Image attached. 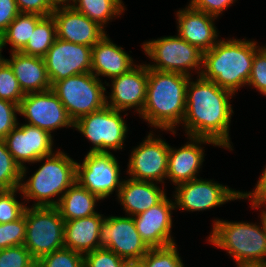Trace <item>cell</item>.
Segmentation results:
<instances>
[{"mask_svg":"<svg viewBox=\"0 0 266 267\" xmlns=\"http://www.w3.org/2000/svg\"><path fill=\"white\" fill-rule=\"evenodd\" d=\"M187 85L186 111L182 126L187 137L208 138L218 147L232 149L230 140L231 116L234 114L231 91L220 88L201 76Z\"/></svg>","mask_w":266,"mask_h":267,"instance_id":"1","label":"cell"},{"mask_svg":"<svg viewBox=\"0 0 266 267\" xmlns=\"http://www.w3.org/2000/svg\"><path fill=\"white\" fill-rule=\"evenodd\" d=\"M190 76L148 68L146 101L140 118L149 126L176 134L186 111ZM179 124V125H178Z\"/></svg>","mask_w":266,"mask_h":267,"instance_id":"2","label":"cell"},{"mask_svg":"<svg viewBox=\"0 0 266 267\" xmlns=\"http://www.w3.org/2000/svg\"><path fill=\"white\" fill-rule=\"evenodd\" d=\"M257 44L255 40L246 38L219 39L203 53L200 76L236 94L249 81L254 55L260 48Z\"/></svg>","mask_w":266,"mask_h":267,"instance_id":"3","label":"cell"},{"mask_svg":"<svg viewBox=\"0 0 266 267\" xmlns=\"http://www.w3.org/2000/svg\"><path fill=\"white\" fill-rule=\"evenodd\" d=\"M38 162H41V166L29 179L26 177L28 167L22 168L19 195H23L26 206L33 200L32 207H56L63 194L76 181L77 161L64 151L57 150L34 163Z\"/></svg>","mask_w":266,"mask_h":267,"instance_id":"4","label":"cell"},{"mask_svg":"<svg viewBox=\"0 0 266 267\" xmlns=\"http://www.w3.org/2000/svg\"><path fill=\"white\" fill-rule=\"evenodd\" d=\"M259 217L260 225L217 218L206 241L230 254L236 265L266 264V218L262 210Z\"/></svg>","mask_w":266,"mask_h":267,"instance_id":"5","label":"cell"},{"mask_svg":"<svg viewBox=\"0 0 266 267\" xmlns=\"http://www.w3.org/2000/svg\"><path fill=\"white\" fill-rule=\"evenodd\" d=\"M141 48L151 59L150 61H154L152 64H146L148 68L163 72H178L190 77L195 70L197 76L201 75L204 52L178 34L143 42Z\"/></svg>","mask_w":266,"mask_h":267,"instance_id":"6","label":"cell"},{"mask_svg":"<svg viewBox=\"0 0 266 267\" xmlns=\"http://www.w3.org/2000/svg\"><path fill=\"white\" fill-rule=\"evenodd\" d=\"M106 80L98 79L91 72L67 77L52 85L51 90L64 105L75 123L81 117L106 106Z\"/></svg>","mask_w":266,"mask_h":267,"instance_id":"7","label":"cell"},{"mask_svg":"<svg viewBox=\"0 0 266 267\" xmlns=\"http://www.w3.org/2000/svg\"><path fill=\"white\" fill-rule=\"evenodd\" d=\"M25 248L38 261L64 247L65 221L56 207L25 208Z\"/></svg>","mask_w":266,"mask_h":267,"instance_id":"8","label":"cell"},{"mask_svg":"<svg viewBox=\"0 0 266 267\" xmlns=\"http://www.w3.org/2000/svg\"><path fill=\"white\" fill-rule=\"evenodd\" d=\"M121 111L107 105L95 112L85 115L74 123V129L92 143L88 152L111 153L125 147L128 124Z\"/></svg>","mask_w":266,"mask_h":267,"instance_id":"9","label":"cell"},{"mask_svg":"<svg viewBox=\"0 0 266 267\" xmlns=\"http://www.w3.org/2000/svg\"><path fill=\"white\" fill-rule=\"evenodd\" d=\"M119 164L112 152H87L83 162H76V181L101 200H105L114 191L118 194L123 183Z\"/></svg>","mask_w":266,"mask_h":267,"instance_id":"10","label":"cell"},{"mask_svg":"<svg viewBox=\"0 0 266 267\" xmlns=\"http://www.w3.org/2000/svg\"><path fill=\"white\" fill-rule=\"evenodd\" d=\"M173 192L175 208L183 212L206 211L227 202L240 199V192L217 181L201 179L190 180L176 185Z\"/></svg>","mask_w":266,"mask_h":267,"instance_id":"11","label":"cell"},{"mask_svg":"<svg viewBox=\"0 0 266 267\" xmlns=\"http://www.w3.org/2000/svg\"><path fill=\"white\" fill-rule=\"evenodd\" d=\"M155 135L150 131L148 136L132 149L126 173L135 180L162 183L164 188L170 145L159 135Z\"/></svg>","mask_w":266,"mask_h":267,"instance_id":"12","label":"cell"},{"mask_svg":"<svg viewBox=\"0 0 266 267\" xmlns=\"http://www.w3.org/2000/svg\"><path fill=\"white\" fill-rule=\"evenodd\" d=\"M19 114L28 125L48 131L51 135L59 128H74V122L56 94L50 89L27 93L19 104Z\"/></svg>","mask_w":266,"mask_h":267,"instance_id":"13","label":"cell"},{"mask_svg":"<svg viewBox=\"0 0 266 267\" xmlns=\"http://www.w3.org/2000/svg\"><path fill=\"white\" fill-rule=\"evenodd\" d=\"M100 248L124 260L141 259L150 249L136 230L132 216H105L99 232Z\"/></svg>","mask_w":266,"mask_h":267,"instance_id":"14","label":"cell"},{"mask_svg":"<svg viewBox=\"0 0 266 267\" xmlns=\"http://www.w3.org/2000/svg\"><path fill=\"white\" fill-rule=\"evenodd\" d=\"M111 93L106 96V105L122 113L134 109L140 116L146 101L148 66L146 63L136 64L128 72L110 79Z\"/></svg>","mask_w":266,"mask_h":267,"instance_id":"15","label":"cell"},{"mask_svg":"<svg viewBox=\"0 0 266 267\" xmlns=\"http://www.w3.org/2000/svg\"><path fill=\"white\" fill-rule=\"evenodd\" d=\"M92 47L56 37L43 57L51 84L70 76L91 72Z\"/></svg>","mask_w":266,"mask_h":267,"instance_id":"16","label":"cell"},{"mask_svg":"<svg viewBox=\"0 0 266 267\" xmlns=\"http://www.w3.org/2000/svg\"><path fill=\"white\" fill-rule=\"evenodd\" d=\"M9 153L22 168L33 164L39 158L55 152L54 136L48 131L28 124L18 125L3 139Z\"/></svg>","mask_w":266,"mask_h":267,"instance_id":"17","label":"cell"},{"mask_svg":"<svg viewBox=\"0 0 266 267\" xmlns=\"http://www.w3.org/2000/svg\"><path fill=\"white\" fill-rule=\"evenodd\" d=\"M174 198L167 195L156 205L133 216L136 230L149 248H162L175 244L172 236Z\"/></svg>","mask_w":266,"mask_h":267,"instance_id":"18","label":"cell"},{"mask_svg":"<svg viewBox=\"0 0 266 267\" xmlns=\"http://www.w3.org/2000/svg\"><path fill=\"white\" fill-rule=\"evenodd\" d=\"M51 16L56 24L57 38L71 43L93 47L107 34L103 27L72 6L56 7Z\"/></svg>","mask_w":266,"mask_h":267,"instance_id":"19","label":"cell"},{"mask_svg":"<svg viewBox=\"0 0 266 267\" xmlns=\"http://www.w3.org/2000/svg\"><path fill=\"white\" fill-rule=\"evenodd\" d=\"M187 139L189 141L180 148L170 146L169 149L167 179L175 186L198 179L206 155L202 144L218 146L208 138L187 137Z\"/></svg>","mask_w":266,"mask_h":267,"instance_id":"20","label":"cell"},{"mask_svg":"<svg viewBox=\"0 0 266 267\" xmlns=\"http://www.w3.org/2000/svg\"><path fill=\"white\" fill-rule=\"evenodd\" d=\"M177 34L201 51L210 50L218 41L219 33L215 26L217 17L198 11L189 4L176 12Z\"/></svg>","mask_w":266,"mask_h":267,"instance_id":"21","label":"cell"},{"mask_svg":"<svg viewBox=\"0 0 266 267\" xmlns=\"http://www.w3.org/2000/svg\"><path fill=\"white\" fill-rule=\"evenodd\" d=\"M105 35L92 47L91 73L109 79L120 76L133 68L136 63L132 56Z\"/></svg>","mask_w":266,"mask_h":267,"instance_id":"22","label":"cell"},{"mask_svg":"<svg viewBox=\"0 0 266 267\" xmlns=\"http://www.w3.org/2000/svg\"><path fill=\"white\" fill-rule=\"evenodd\" d=\"M158 183L125 178L116 194L127 216H135L158 204L166 195Z\"/></svg>","mask_w":266,"mask_h":267,"instance_id":"23","label":"cell"},{"mask_svg":"<svg viewBox=\"0 0 266 267\" xmlns=\"http://www.w3.org/2000/svg\"><path fill=\"white\" fill-rule=\"evenodd\" d=\"M10 65L24 94L44 92L52 88L43 57L11 52Z\"/></svg>","mask_w":266,"mask_h":267,"instance_id":"24","label":"cell"},{"mask_svg":"<svg viewBox=\"0 0 266 267\" xmlns=\"http://www.w3.org/2000/svg\"><path fill=\"white\" fill-rule=\"evenodd\" d=\"M104 219V214L97 213L90 217L65 221L64 247L83 255L99 249V232Z\"/></svg>","mask_w":266,"mask_h":267,"instance_id":"25","label":"cell"},{"mask_svg":"<svg viewBox=\"0 0 266 267\" xmlns=\"http://www.w3.org/2000/svg\"><path fill=\"white\" fill-rule=\"evenodd\" d=\"M101 199L75 181L63 194L56 208L64 221L90 217L97 214L95 207Z\"/></svg>","mask_w":266,"mask_h":267,"instance_id":"26","label":"cell"},{"mask_svg":"<svg viewBox=\"0 0 266 267\" xmlns=\"http://www.w3.org/2000/svg\"><path fill=\"white\" fill-rule=\"evenodd\" d=\"M72 7L104 29L126 10L122 0H74Z\"/></svg>","mask_w":266,"mask_h":267,"instance_id":"27","label":"cell"},{"mask_svg":"<svg viewBox=\"0 0 266 267\" xmlns=\"http://www.w3.org/2000/svg\"><path fill=\"white\" fill-rule=\"evenodd\" d=\"M43 18L36 14L20 13L0 36L3 48L10 44V52H20L30 39L35 26Z\"/></svg>","mask_w":266,"mask_h":267,"instance_id":"28","label":"cell"},{"mask_svg":"<svg viewBox=\"0 0 266 267\" xmlns=\"http://www.w3.org/2000/svg\"><path fill=\"white\" fill-rule=\"evenodd\" d=\"M56 37V24L53 17H44L35 26L30 39L20 52L26 55L44 57Z\"/></svg>","mask_w":266,"mask_h":267,"instance_id":"29","label":"cell"},{"mask_svg":"<svg viewBox=\"0 0 266 267\" xmlns=\"http://www.w3.org/2000/svg\"><path fill=\"white\" fill-rule=\"evenodd\" d=\"M21 167L9 153L4 140L0 139V190H12L20 186Z\"/></svg>","mask_w":266,"mask_h":267,"instance_id":"30","label":"cell"},{"mask_svg":"<svg viewBox=\"0 0 266 267\" xmlns=\"http://www.w3.org/2000/svg\"><path fill=\"white\" fill-rule=\"evenodd\" d=\"M142 259L145 267H185L176 243L162 248H150Z\"/></svg>","mask_w":266,"mask_h":267,"instance_id":"31","label":"cell"},{"mask_svg":"<svg viewBox=\"0 0 266 267\" xmlns=\"http://www.w3.org/2000/svg\"><path fill=\"white\" fill-rule=\"evenodd\" d=\"M36 267H84V255L63 247L41 257Z\"/></svg>","mask_w":266,"mask_h":267,"instance_id":"32","label":"cell"},{"mask_svg":"<svg viewBox=\"0 0 266 267\" xmlns=\"http://www.w3.org/2000/svg\"><path fill=\"white\" fill-rule=\"evenodd\" d=\"M20 188L0 190V224L9 223L19 219L26 208V204L17 200Z\"/></svg>","mask_w":266,"mask_h":267,"instance_id":"33","label":"cell"},{"mask_svg":"<svg viewBox=\"0 0 266 267\" xmlns=\"http://www.w3.org/2000/svg\"><path fill=\"white\" fill-rule=\"evenodd\" d=\"M24 96L12 68L4 60L0 65V99L19 105Z\"/></svg>","mask_w":266,"mask_h":267,"instance_id":"34","label":"cell"},{"mask_svg":"<svg viewBox=\"0 0 266 267\" xmlns=\"http://www.w3.org/2000/svg\"><path fill=\"white\" fill-rule=\"evenodd\" d=\"M26 236L25 210L16 221L0 224V250L24 245Z\"/></svg>","mask_w":266,"mask_h":267,"instance_id":"35","label":"cell"},{"mask_svg":"<svg viewBox=\"0 0 266 267\" xmlns=\"http://www.w3.org/2000/svg\"><path fill=\"white\" fill-rule=\"evenodd\" d=\"M36 263L24 245L0 250V267H36Z\"/></svg>","mask_w":266,"mask_h":267,"instance_id":"36","label":"cell"},{"mask_svg":"<svg viewBox=\"0 0 266 267\" xmlns=\"http://www.w3.org/2000/svg\"><path fill=\"white\" fill-rule=\"evenodd\" d=\"M247 86L253 87L263 95L266 93V46H261L255 52Z\"/></svg>","mask_w":266,"mask_h":267,"instance_id":"37","label":"cell"},{"mask_svg":"<svg viewBox=\"0 0 266 267\" xmlns=\"http://www.w3.org/2000/svg\"><path fill=\"white\" fill-rule=\"evenodd\" d=\"M126 260L106 248L95 249L84 255V267H124Z\"/></svg>","mask_w":266,"mask_h":267,"instance_id":"38","label":"cell"},{"mask_svg":"<svg viewBox=\"0 0 266 267\" xmlns=\"http://www.w3.org/2000/svg\"><path fill=\"white\" fill-rule=\"evenodd\" d=\"M19 105L0 99V139L3 140L17 125Z\"/></svg>","mask_w":266,"mask_h":267,"instance_id":"39","label":"cell"},{"mask_svg":"<svg viewBox=\"0 0 266 267\" xmlns=\"http://www.w3.org/2000/svg\"><path fill=\"white\" fill-rule=\"evenodd\" d=\"M236 0H191L189 5L198 10L219 17L223 11L228 9Z\"/></svg>","mask_w":266,"mask_h":267,"instance_id":"40","label":"cell"},{"mask_svg":"<svg viewBox=\"0 0 266 267\" xmlns=\"http://www.w3.org/2000/svg\"><path fill=\"white\" fill-rule=\"evenodd\" d=\"M20 13L36 14L42 17L51 16L54 7L48 0H15Z\"/></svg>","mask_w":266,"mask_h":267,"instance_id":"41","label":"cell"},{"mask_svg":"<svg viewBox=\"0 0 266 267\" xmlns=\"http://www.w3.org/2000/svg\"><path fill=\"white\" fill-rule=\"evenodd\" d=\"M262 170L263 172L258 178L255 188L251 192H240V200L248 199L253 206L266 204V165Z\"/></svg>","mask_w":266,"mask_h":267,"instance_id":"42","label":"cell"},{"mask_svg":"<svg viewBox=\"0 0 266 267\" xmlns=\"http://www.w3.org/2000/svg\"><path fill=\"white\" fill-rule=\"evenodd\" d=\"M19 14L15 0H0V36Z\"/></svg>","mask_w":266,"mask_h":267,"instance_id":"43","label":"cell"},{"mask_svg":"<svg viewBox=\"0 0 266 267\" xmlns=\"http://www.w3.org/2000/svg\"><path fill=\"white\" fill-rule=\"evenodd\" d=\"M48 1L54 8H56V7L72 6L74 0H48Z\"/></svg>","mask_w":266,"mask_h":267,"instance_id":"44","label":"cell"},{"mask_svg":"<svg viewBox=\"0 0 266 267\" xmlns=\"http://www.w3.org/2000/svg\"><path fill=\"white\" fill-rule=\"evenodd\" d=\"M124 267H145L144 260L141 259H133V260H126Z\"/></svg>","mask_w":266,"mask_h":267,"instance_id":"45","label":"cell"},{"mask_svg":"<svg viewBox=\"0 0 266 267\" xmlns=\"http://www.w3.org/2000/svg\"><path fill=\"white\" fill-rule=\"evenodd\" d=\"M250 206H251L252 209H259V210H260L261 207L264 206L265 209L262 208L261 210L263 211V213L265 215V218H266V204H260V205H257V206L250 205Z\"/></svg>","mask_w":266,"mask_h":267,"instance_id":"46","label":"cell"},{"mask_svg":"<svg viewBox=\"0 0 266 267\" xmlns=\"http://www.w3.org/2000/svg\"><path fill=\"white\" fill-rule=\"evenodd\" d=\"M237 267H266V264L237 265Z\"/></svg>","mask_w":266,"mask_h":267,"instance_id":"47","label":"cell"},{"mask_svg":"<svg viewBox=\"0 0 266 267\" xmlns=\"http://www.w3.org/2000/svg\"><path fill=\"white\" fill-rule=\"evenodd\" d=\"M2 49H3V45H2L1 39H0V65L5 60V57L1 54L2 53Z\"/></svg>","mask_w":266,"mask_h":267,"instance_id":"48","label":"cell"}]
</instances>
